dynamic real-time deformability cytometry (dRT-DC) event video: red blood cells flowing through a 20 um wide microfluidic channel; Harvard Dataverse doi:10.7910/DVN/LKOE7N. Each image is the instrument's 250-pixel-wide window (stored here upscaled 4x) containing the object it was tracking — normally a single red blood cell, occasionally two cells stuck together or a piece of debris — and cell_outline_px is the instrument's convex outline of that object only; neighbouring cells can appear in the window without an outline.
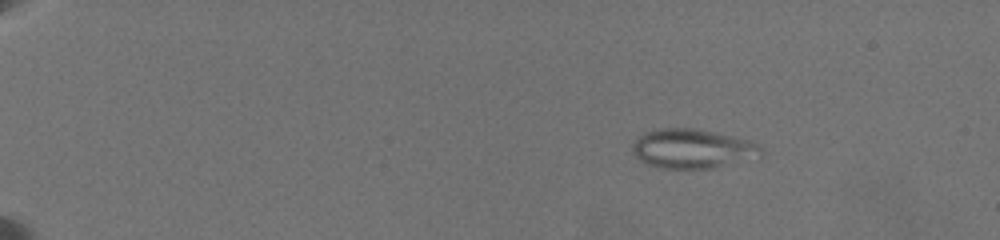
{"species": "common noctule bat (a hibernating species)", "species_latin": "Nyctalus noctula", "temperature_condition": "warm", "stored_images_in_passage": 34, "camera_frame_rate_fps": 3000, "um_per_image_px": 0.085, "animal": {"sex": "female", "body_mass_g": 19.5, "forearm_length_mm": 54.1}, "frame": {"image": 1, "passage_image": 8, "time_ms": 3.0, "image_size_px": [1000, 240], "cell_outline_px": [[764, 148], [760, 156], [716, 168], [664, 168], [648, 164], [640, 160], [632, 152], [632, 144], [644, 132], [664, 128], [692, 128], [732, 136], [748, 140], [760, 144]], "centroid_in_image_um": [58.88, 12.64], "position_along_channel_um": 26.1, "area_um2": 29.3}}
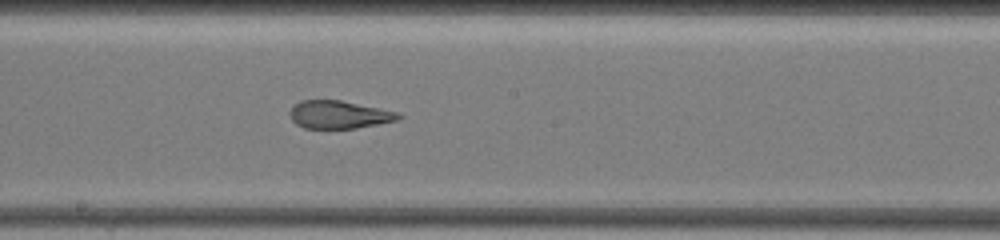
{"frame": {"image": 2, "passage_image": 22, "time_ms": 12.333, "image_size_px": [1000, 240], "cell_outline_px": [[404, 116], [396, 120], [356, 128], [304, 128], [296, 124], [292, 120], [288, 112], [300, 100], [340, 100], [396, 112]], "centroid_in_image_um": [28.77, 9.74], "position_along_channel_um": 219.4, "area_um2": 17.34}}
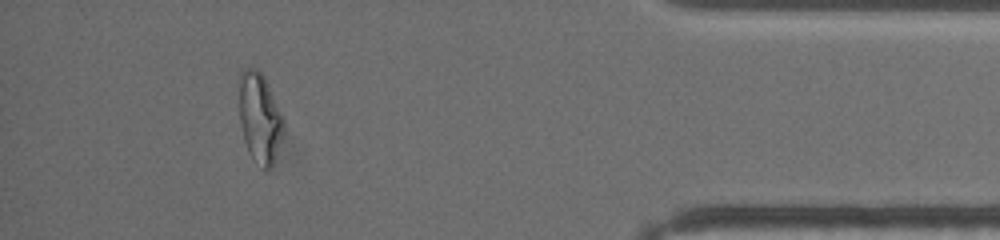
{"frame": {"image": 3, "passage_image": 32, "time_ms": 19.0, "image_size_px": [1000, 240], "cell_outline_px": [[284, 128], [272, 164], [268, 172], [248, 152], [244, 140], [240, 120], [240, 72], [244, 68], [256, 68], [264, 76], [284, 116]], "centroid_in_image_um": [22.09, 9.97], "position_along_channel_um": 413.1, "area_um2": 22.95}, "authors_computed_cell_mechanics": {"area_um2": 24.8829, "velocity_mm_per_s": 3.4848, "shape_relaxation_time_tau1_ms": null, "shape_relaxation_time_tau2_ms": 1.3608, "deformation_change_tau1": null, "deformation_change_tau2": 0.0718}}